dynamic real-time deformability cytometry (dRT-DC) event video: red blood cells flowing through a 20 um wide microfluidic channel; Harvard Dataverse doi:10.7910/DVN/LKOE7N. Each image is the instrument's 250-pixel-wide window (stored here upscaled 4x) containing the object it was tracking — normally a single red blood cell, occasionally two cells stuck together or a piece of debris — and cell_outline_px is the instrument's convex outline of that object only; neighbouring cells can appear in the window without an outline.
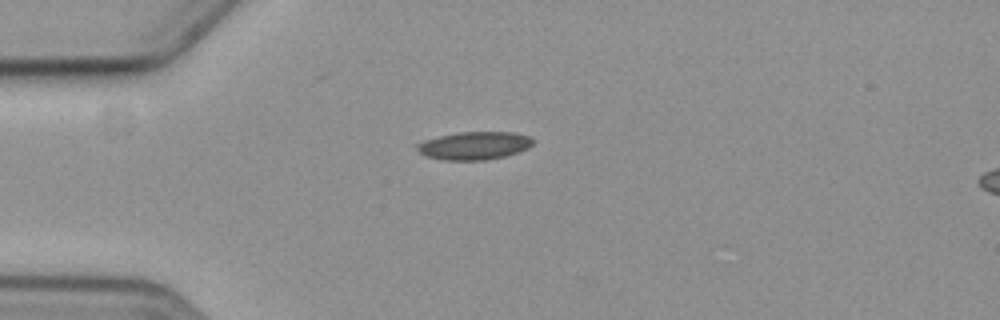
{"species": "common noctule bat (a hibernating species)", "species_latin": "Nyctalus noctula", "temperature_condition": "cold", "stored_images_in_passage": 5, "camera_frame_rate_fps": 3000, "um_per_image_px": 0.085, "animal": {"sex": "female", "body_mass_g": 19.3, "forearm_length_mm": 54.1}, "frame": {"image": 1, "passage_image": 1, "time_ms": 0.0, "image_size_px": [1000, 320], "cell_outline_px": [[536, 140], [528, 148], [504, 156], [488, 160], [444, 160], [424, 156], [416, 148], [416, 144], [424, 140], [456, 132], [516, 132], [532, 136]], "centroid_in_image_um": [40.34, 12.37], "position_along_channel_um": 44.7, "area_um2": 19.07}}
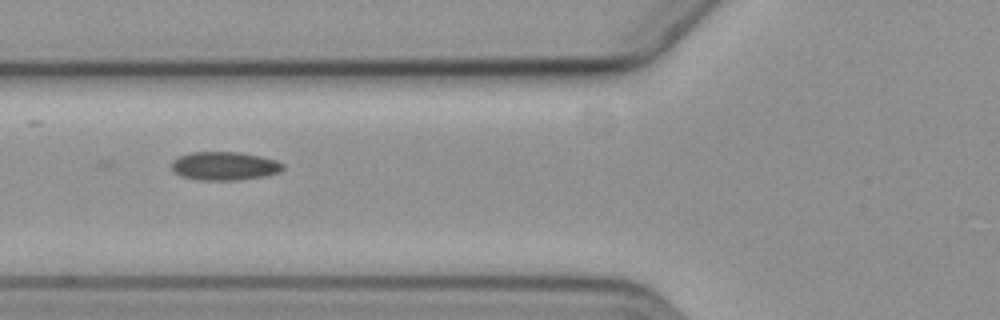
{"frame": {"image": 2, "passage_image": 3, "time_ms": 2.333, "image_size_px": [1000, 320], "cell_outline_px": [[284, 168], [280, 172], [264, 176], [240, 180], [200, 180], [180, 176], [172, 168], [172, 160], [180, 156], [192, 152], [240, 152], [260, 156], [276, 160], [284, 164]], "centroid_in_image_um": [19.1, 14.11], "position_along_channel_um": 106.7, "area_um2": 18.5}}
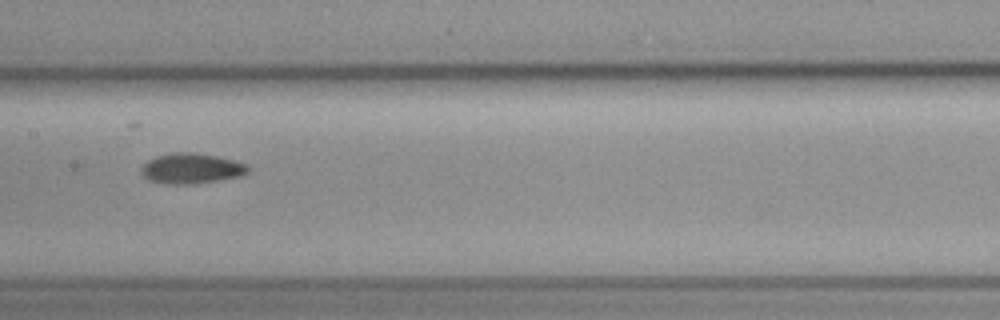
{"frame": {"image": 3, "passage_image": 5, "time_ms": 4.667, "image_size_px": [1000, 320], "cell_outline_px": [[248, 172], [240, 176], [216, 180], [188, 184], [168, 184], [148, 180], [140, 172], [140, 168], [148, 160], [156, 156], [176, 152], [192, 152], [216, 156], [248, 164]], "centroid_in_image_um": [16.23, 14.31], "position_along_channel_um": 191.2, "area_um2": 18.67}}